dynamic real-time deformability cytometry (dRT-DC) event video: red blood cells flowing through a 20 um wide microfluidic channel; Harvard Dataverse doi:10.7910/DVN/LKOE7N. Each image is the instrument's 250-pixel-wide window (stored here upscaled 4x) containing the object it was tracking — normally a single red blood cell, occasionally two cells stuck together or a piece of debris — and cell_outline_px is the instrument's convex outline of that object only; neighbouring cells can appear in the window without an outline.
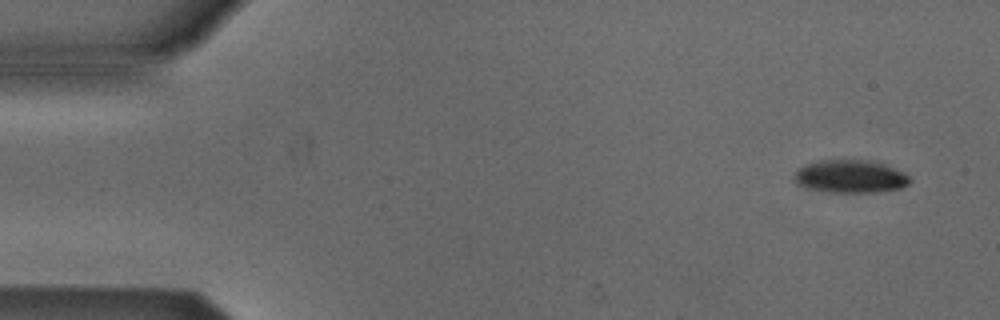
{"species": "Egyptian fruit bat (a non-hibernating species)", "species_latin": "Rousettus aegyptiacus", "temperature_condition": "cold", "stored_images_in_passage": 5, "camera_frame_rate_fps": 3000, "um_per_image_px": 0.085, "animal": {"sex": "male"}, "frame": {"image": 1, "passage_image": 1, "time_ms": 0.0, "image_size_px": [1000, 320], "cell_outline_px": [[912, 180], [908, 184], [900, 188], [876, 192], [832, 192], [808, 188], [796, 184], [796, 172], [804, 164], [820, 160], [876, 160], [904, 172]], "centroid_in_image_um": [72.32, 14.98], "position_along_channel_um": 12.7, "area_um2": 22.14}}
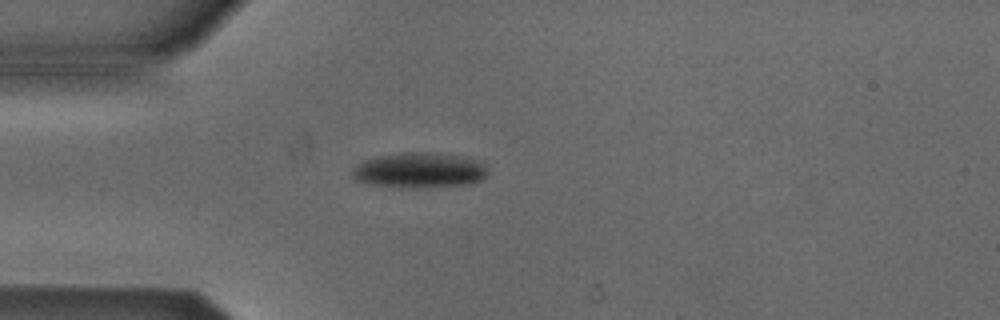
{"frame": {"image": 2, "passage_image": 4, "time_ms": 3.667, "image_size_px": [1000, 320], "cell_outline_px": [[484, 176], [480, 180], [468, 184], [400, 188], [372, 184], [352, 180], [352, 168], [364, 160], [380, 156], [404, 152], [432, 152], [480, 160], [484, 164]], "centroid_in_image_um": [35.57, 14.47], "position_along_channel_um": 49.4, "area_um2": 27.51}}